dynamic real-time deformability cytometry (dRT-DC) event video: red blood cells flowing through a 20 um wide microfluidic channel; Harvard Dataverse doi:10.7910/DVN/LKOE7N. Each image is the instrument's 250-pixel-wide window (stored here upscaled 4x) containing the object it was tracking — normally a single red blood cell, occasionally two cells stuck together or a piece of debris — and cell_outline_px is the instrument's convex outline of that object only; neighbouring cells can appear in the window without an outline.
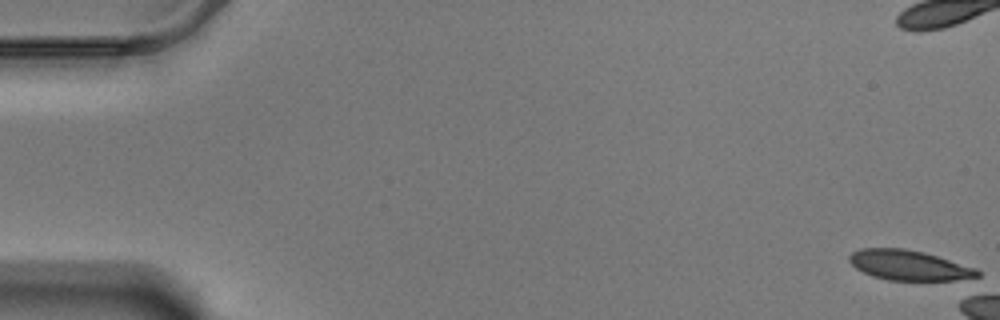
{"species": "Egyptian fruit bat (a non-hibernating species)", "species_latin": "Rousettus aegyptiacus", "temperature_condition": "warm", "stored_images_in_passage": 1, "camera_frame_rate_fps": 3000, "um_per_image_px": 0.085, "animal": {"sex": "male"}, "frame": {"image": 1, "passage_image": 1, "time_ms": 0.0, "image_size_px": [1000, 320], "cell_outline_px": [[980, 276], [972, 280], [888, 280], [872, 276], [856, 268], [848, 260], [848, 256], [852, 252], [860, 248], [904, 248], [924, 252], [976, 268], [980, 272]], "centroid_in_image_um": [77.29, 22.55], "position_along_channel_um": 7.7, "area_um2": 22.6}}